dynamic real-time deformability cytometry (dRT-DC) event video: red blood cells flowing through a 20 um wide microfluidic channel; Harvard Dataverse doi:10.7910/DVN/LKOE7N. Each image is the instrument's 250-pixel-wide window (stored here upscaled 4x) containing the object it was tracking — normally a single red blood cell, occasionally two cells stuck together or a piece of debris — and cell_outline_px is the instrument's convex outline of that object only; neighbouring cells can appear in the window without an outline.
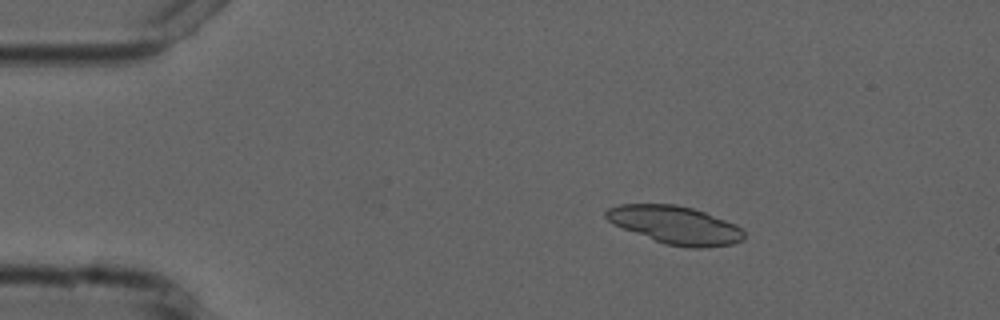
{"species": "common noctule bat (a hibernating species)", "species_latin": "Nyctalus noctula", "temperature_condition": "cold", "stored_images_in_passage": 4, "camera_frame_rate_fps": 3000, "um_per_image_px": 0.085, "animal": {"sex": "male", "forearm_length_mm": 52.5}, "frame": {"image": 1, "passage_image": 3, "time_ms": 2.333, "image_size_px": [1000, 320], "cell_outline_px": [[744, 240], [732, 244], [704, 248], [688, 248], [664, 244], [612, 224], [604, 216], [604, 212], [608, 208], [620, 204], [676, 204], [692, 208], [704, 212], [736, 224], [744, 232]], "centroid_in_image_um": [57.39, 19.13], "position_along_channel_um": 27.6, "area_um2": 30.63}}